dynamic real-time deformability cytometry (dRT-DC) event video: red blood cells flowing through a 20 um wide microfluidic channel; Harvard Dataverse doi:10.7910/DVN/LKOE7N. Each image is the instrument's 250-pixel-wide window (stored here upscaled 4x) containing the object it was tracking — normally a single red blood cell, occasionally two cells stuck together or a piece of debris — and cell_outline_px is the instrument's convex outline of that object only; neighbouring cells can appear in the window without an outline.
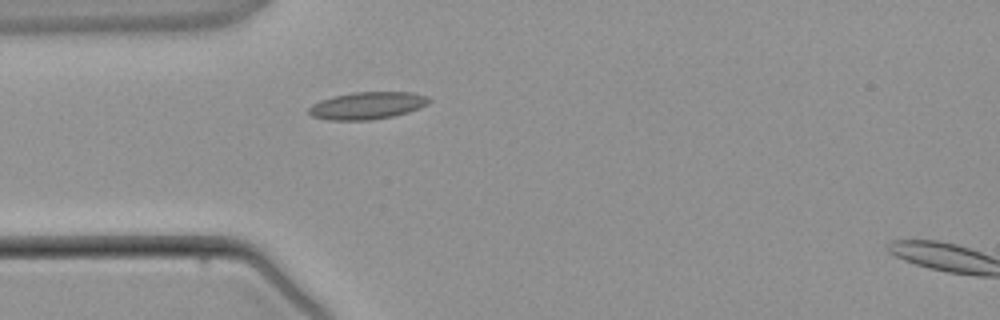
{"species": "common noctule bat (a hibernating species)", "species_latin": "Nyctalus noctula", "temperature_condition": "warm", "stored_images_in_passage": 4, "camera_frame_rate_fps": 3000, "um_per_image_px": 0.085, "animal": {"sex": "male", "body_mass_g": 21.5, "forearm_length_mm": 52.0}, "frame": {"image": 1, "passage_image": 3, "time_ms": 2.333, "image_size_px": [1000, 320], "cell_outline_px": [[432, 100], [428, 104], [420, 108], [408, 112], [392, 116], [372, 120], [328, 120], [312, 116], [308, 112], [308, 108], [312, 104], [320, 100], [332, 96], [352, 92], [412, 92], [428, 96]], "centroid_in_image_um": [31.22, 8.97], "position_along_channel_um": 53.8, "area_um2": 19.31}}